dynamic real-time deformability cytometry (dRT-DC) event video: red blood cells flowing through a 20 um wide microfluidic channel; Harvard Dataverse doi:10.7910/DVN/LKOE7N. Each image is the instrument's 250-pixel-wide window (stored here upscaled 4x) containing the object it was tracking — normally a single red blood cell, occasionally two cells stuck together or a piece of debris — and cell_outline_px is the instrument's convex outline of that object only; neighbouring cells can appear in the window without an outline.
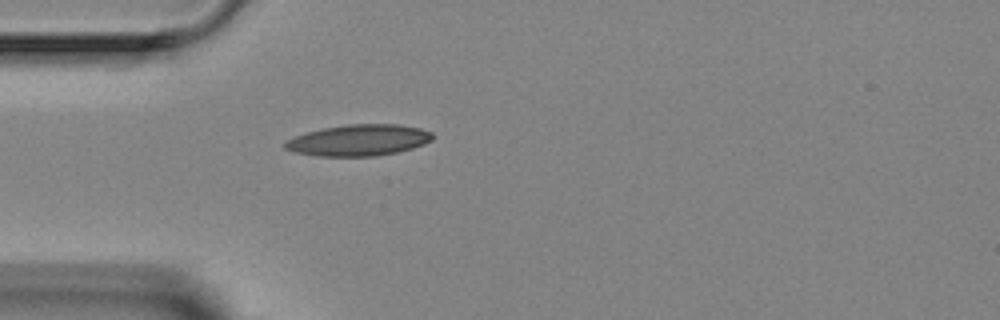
{"species": "Egyptian fruit bat (a non-hibernating species)", "species_latin": "Rousettus aegyptiacus", "temperature_condition": "room temperature", "stored_images_in_passage": 1, "camera_frame_rate_fps": 3000, "um_per_image_px": 0.085, "animal": {"sex": "female"}, "frame": {"image": 1, "passage_image": 1, "time_ms": 0.0, "image_size_px": [1000, 320], "cell_outline_px": [[436, 136], [432, 140], [424, 144], [412, 148], [396, 152], [376, 156], [320, 156], [296, 152], [284, 148], [284, 144], [288, 140], [296, 136], [308, 132], [324, 128], [348, 124], [400, 124], [420, 128], [432, 132]], "centroid_in_image_um": [30.56, 11.91], "position_along_channel_um": 54.4, "area_um2": 26.76}}